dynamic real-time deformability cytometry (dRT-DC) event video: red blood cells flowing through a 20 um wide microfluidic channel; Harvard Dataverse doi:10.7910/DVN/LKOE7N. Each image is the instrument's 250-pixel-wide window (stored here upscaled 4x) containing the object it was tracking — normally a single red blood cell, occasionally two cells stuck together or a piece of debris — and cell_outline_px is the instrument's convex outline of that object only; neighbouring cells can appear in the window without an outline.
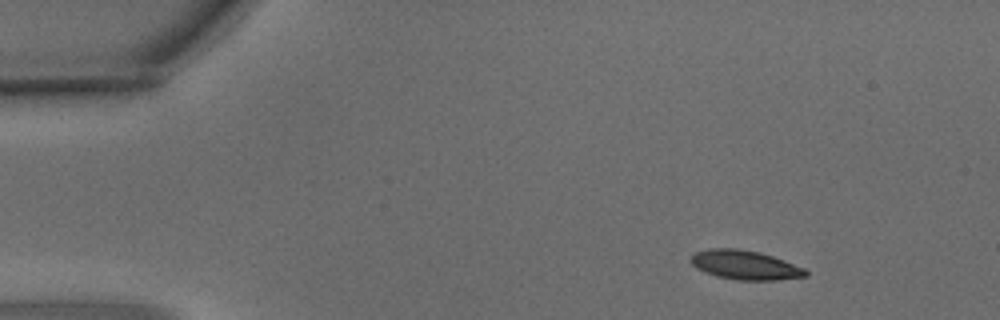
{"species": "common noctule bat (a hibernating species)", "species_latin": "Nyctalus noctula", "temperature_condition": "warm", "stored_images_in_passage": 6, "camera_frame_rate_fps": 3000, "um_per_image_px": 0.085, "animal": {"sex": "male", "body_mass_g": 15.6}, "frame": {"image": 1, "passage_image": 1, "time_ms": 0.0, "image_size_px": [1000, 320], "cell_outline_px": [[808, 276], [776, 280], [736, 280], [716, 276], [696, 268], [688, 260], [692, 252], [708, 248], [740, 248], [760, 252], [784, 260], [804, 268], [808, 272]], "centroid_in_image_um": [63.28, 22.51], "position_along_channel_um": 21.7, "area_um2": 19.83}}
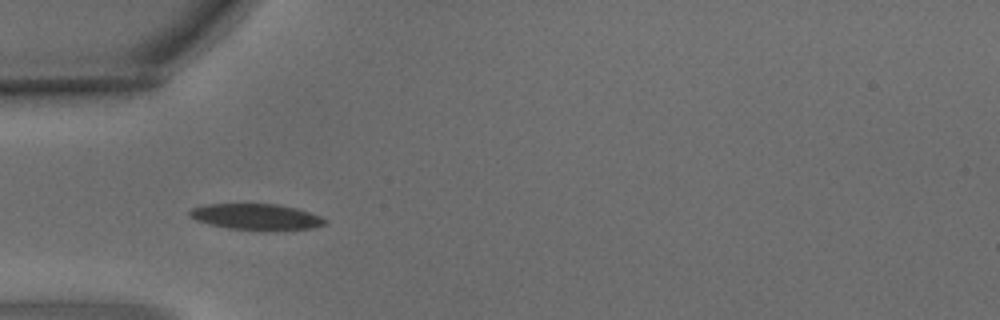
{"frame": {"image": 2, "passage_image": 4, "time_ms": 1.0, "image_size_px": [1000, 320], "cell_outline_px": [[328, 224], [312, 228], [276, 232], [264, 232], [228, 228], [196, 220], [188, 216], [188, 212], [192, 208], [204, 204], [276, 204], [296, 208], [320, 216], [328, 220]], "centroid_in_image_um": [21.83, 18.46], "position_along_channel_um": 63.2, "area_um2": 21.1}}
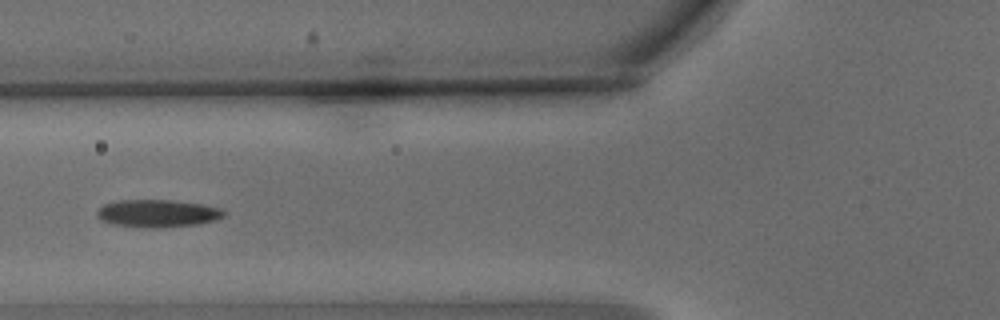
{"frame": {"image": 3, "passage_image": 5, "time_ms": 1.333, "image_size_px": [1000, 320], "cell_outline_px": [[224, 216], [216, 220], [196, 224], [160, 228], [144, 228], [112, 224], [100, 220], [96, 216], [96, 212], [104, 204], [116, 200], [172, 200], [200, 204], [220, 208], [224, 212]], "centroid_in_image_um": [13.34, 18.14], "position_along_channel_um": 112.5, "area_um2": 20.46}}